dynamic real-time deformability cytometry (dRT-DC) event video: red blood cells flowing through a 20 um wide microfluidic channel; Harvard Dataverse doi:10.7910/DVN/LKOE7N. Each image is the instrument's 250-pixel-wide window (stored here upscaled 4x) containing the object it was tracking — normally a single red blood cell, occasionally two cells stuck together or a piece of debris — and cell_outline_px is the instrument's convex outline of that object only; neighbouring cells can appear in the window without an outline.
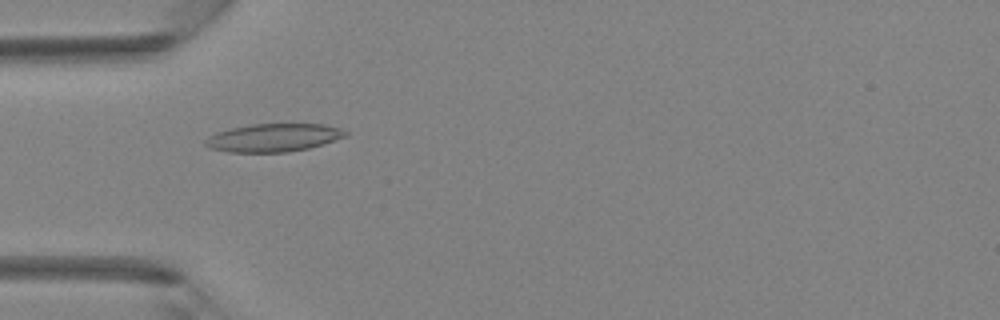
{"species": "Egyptian fruit bat (a non-hibernating species)", "species_latin": "Rousettus aegyptiacus", "temperature_condition": "room temperature", "stored_images_in_passage": 34, "camera_frame_rate_fps": 3000, "um_per_image_px": 0.085, "animal": {"sex": "female"}, "frame": {"image": 1, "passage_image": 5, "time_ms": 1.333, "image_size_px": [1000, 320], "cell_outline_px": [[348, 136], [324, 144], [308, 148], [288, 152], [228, 152], [208, 148], [204, 144], [204, 140], [216, 132], [232, 128], [252, 124], [324, 124], [340, 128], [348, 132]], "centroid_in_image_um": [23.26, 11.7], "position_along_channel_um": 61.7, "area_um2": 23.0}}
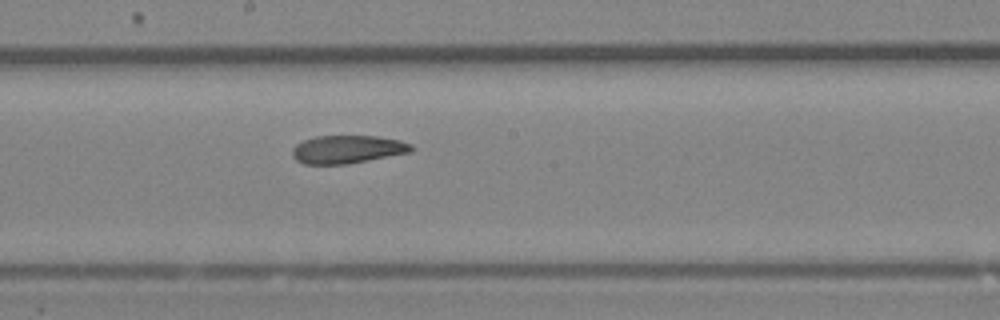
{"frame": {"image": 2, "passage_image": 15, "time_ms": 4.667, "image_size_px": [1000, 320], "cell_outline_px": [[416, 148], [412, 152], [348, 164], [304, 164], [296, 160], [292, 156], [292, 148], [296, 144], [304, 140], [316, 136], [376, 136], [400, 140], [412, 144]], "centroid_in_image_um": [29.56, 12.69], "position_along_channel_um": 218.6, "area_um2": 19.65}}
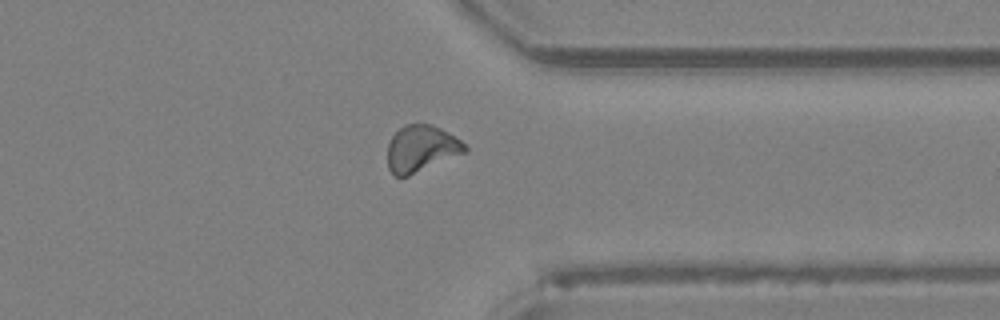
{"frame": {"image": 3, "passage_image": 25, "time_ms": 8.0, "image_size_px": [1000, 320], "cell_outline_px": [[468, 152], [408, 176], [396, 176], [388, 168], [388, 140], [400, 128], [408, 124], [428, 124], [440, 128], [448, 132], [460, 140], [468, 148]], "centroid_in_image_um": [35.82, 12.64], "position_along_channel_um": 375.6, "area_um2": 20.92}}